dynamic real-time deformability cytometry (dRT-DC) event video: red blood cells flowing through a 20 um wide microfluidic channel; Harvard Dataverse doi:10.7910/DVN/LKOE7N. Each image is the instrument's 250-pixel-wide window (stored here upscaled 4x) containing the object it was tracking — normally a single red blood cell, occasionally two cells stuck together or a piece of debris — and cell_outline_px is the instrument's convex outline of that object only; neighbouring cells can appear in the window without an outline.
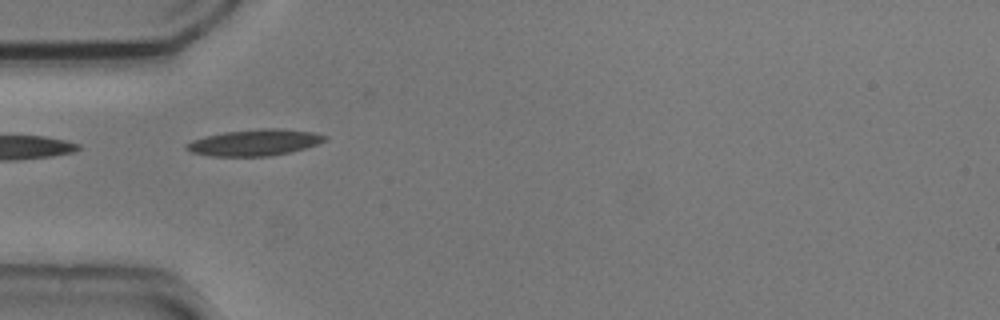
{"species": "common noctule bat (a hibernating species)", "species_latin": "Nyctalus noctula", "temperature_condition": "cold", "stored_images_in_passage": 31, "camera_frame_rate_fps": 3000, "um_per_image_px": 0.085, "animal": {"sex": "male", "body_mass_g": 20.5, "forearm_length_mm": 52.5}, "frame": {"image": 1, "passage_image": 1, "time_ms": 0.0, "image_size_px": [1000, 320], "cell_outline_px": [[328, 136], [324, 140], [316, 144], [304, 148], [288, 152], [268, 156], [208, 156], [188, 152], [184, 148], [184, 144], [192, 140], [204, 136], [224, 132], [260, 128], [280, 128], [312, 132]], "centroid_in_image_um": [21.55, 12.11], "position_along_channel_um": 63.5, "area_um2": 21.27}, "authors_computed_cell_mechanics": {"area_um2": 19.4786, "velocity_mm_per_s": 3.7061, "shape_relaxation_time_tau1_ms": 3.4406, "shape_relaxation_time_tau2_ms": 2.6712, "deformation_change_tau1": 0.1361, "deformation_change_tau2": 0.0911}}